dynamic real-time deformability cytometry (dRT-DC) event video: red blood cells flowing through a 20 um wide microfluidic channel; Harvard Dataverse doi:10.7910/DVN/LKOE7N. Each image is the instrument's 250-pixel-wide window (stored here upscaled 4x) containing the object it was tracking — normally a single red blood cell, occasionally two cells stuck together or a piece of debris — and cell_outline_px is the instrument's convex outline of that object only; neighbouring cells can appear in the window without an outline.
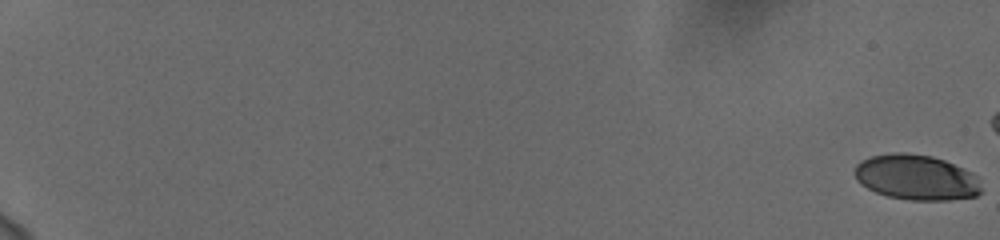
{"species": "human", "species_latin": "Homo sapiens", "temperature_condition": "cold", "stored_images_in_passage": 57, "camera_frame_rate_fps": 3000, "um_per_image_px": 0.085, "donor": {"sex": "female"}, "frame": {"image": 1, "passage_image": 1, "time_ms": 0.0, "image_size_px": [1000, 240], "cell_outline_px": [[984, 192], [976, 196], [948, 200], [908, 200], [888, 196], [876, 192], [860, 184], [856, 180], [852, 172], [856, 164], [860, 160], [872, 156], [892, 152], [904, 152], [932, 156], [944, 160], [964, 168], [972, 172], [976, 176]], "centroid_in_image_um": [77.87, 15.07], "position_along_channel_um": 7.1, "area_um2": 33.87}}
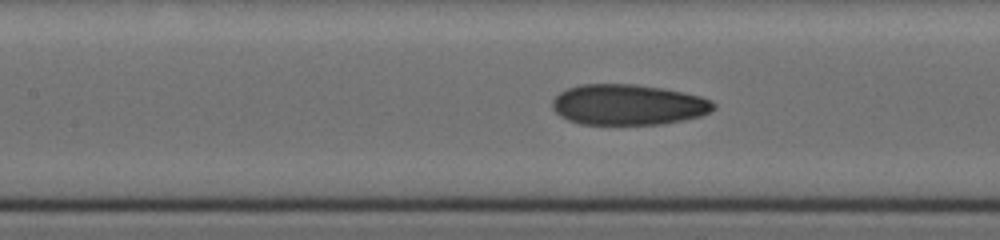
{"frame": {"image": 2, "passage_image": 32, "time_ms": 10.333, "image_size_px": [1000, 240], "cell_outline_px": [[716, 108], [700, 116], [684, 120], [664, 124], [580, 124], [568, 120], [560, 116], [552, 108], [552, 100], [560, 92], [568, 88], [580, 84], [636, 84], [684, 92], [700, 96], [712, 100], [716, 104]], "centroid_in_image_um": [53.4, 8.9], "position_along_channel_um": 154.0, "area_um2": 38.32}}
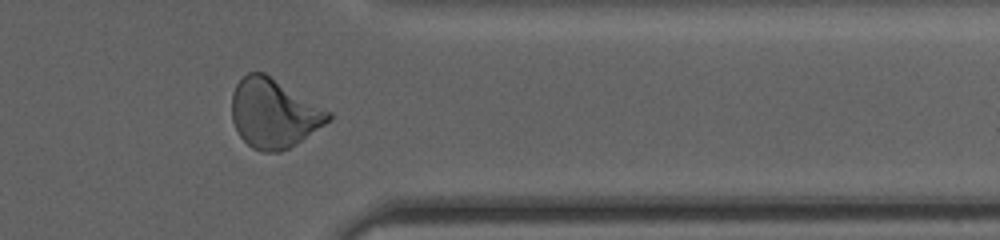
{"frame": {"image": 3, "passage_image": 51, "time_ms": 16.667, "image_size_px": [1000, 240], "cell_outline_px": [[332, 120], [296, 144], [280, 152], [264, 152], [252, 148], [240, 136], [232, 120], [232, 92], [236, 84], [248, 72], [264, 72], [332, 112]], "centroid_in_image_um": [23.29, 9.64], "position_along_channel_um": 388.1, "area_um2": 38.9}}